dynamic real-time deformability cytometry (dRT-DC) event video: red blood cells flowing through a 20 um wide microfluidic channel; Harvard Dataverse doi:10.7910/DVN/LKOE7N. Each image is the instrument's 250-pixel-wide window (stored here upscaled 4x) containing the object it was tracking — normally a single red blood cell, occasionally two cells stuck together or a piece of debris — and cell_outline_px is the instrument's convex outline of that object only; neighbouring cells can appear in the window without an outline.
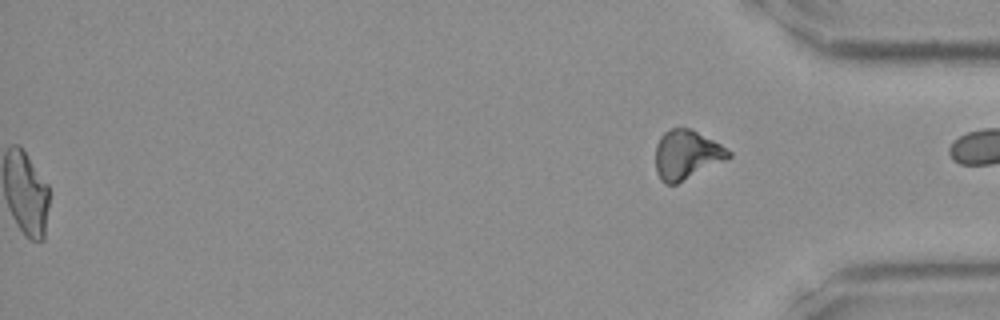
{"species": "Egyptian fruit bat (a non-hibernating species)", "species_latin": "Rousettus aegyptiacus", "temperature_condition": "room temperature", "stored_images_in_passage": 41, "segment_of_instrument_passage": [2, 2], "camera_frame_rate_fps": 3000, "um_per_image_px": 0.085, "frame": {"image": 1, "passage_image": 41, "time_ms": 13.333, "image_size_px": [1000, 320], "cell_outline_px": [[732, 156], [676, 184], [664, 184], [660, 180], [656, 172], [656, 144], [660, 136], [664, 132], [672, 128], [692, 128], [720, 144], [732, 152]], "centroid_in_image_um": [58.33, 13.14], "position_along_channel_um": 376.9, "area_um2": 20.81}}